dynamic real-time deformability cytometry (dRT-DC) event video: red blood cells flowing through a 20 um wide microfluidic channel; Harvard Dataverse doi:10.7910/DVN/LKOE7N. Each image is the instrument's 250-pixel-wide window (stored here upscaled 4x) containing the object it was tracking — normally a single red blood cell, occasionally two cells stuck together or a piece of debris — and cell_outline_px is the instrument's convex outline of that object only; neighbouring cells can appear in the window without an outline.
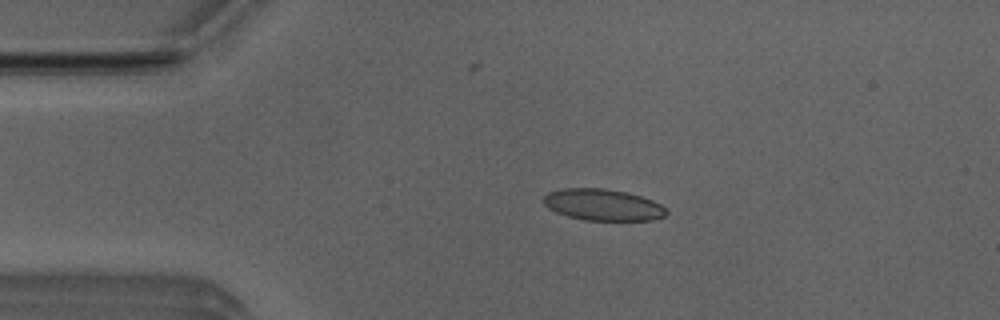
{"species": "Egyptian fruit bat (a non-hibernating species)", "species_latin": "Rousettus aegyptiacus", "temperature_condition": "room temperature", "stored_images_in_passage": 4, "camera_frame_rate_fps": 3000, "um_per_image_px": 0.085, "animal": {"sex": "male"}, "frame": {"image": 1, "passage_image": 3, "time_ms": 0.667, "image_size_px": [1000, 320], "cell_outline_px": [[668, 212], [664, 216], [652, 220], [584, 220], [568, 216], [556, 212], [548, 208], [544, 204], [544, 196], [548, 192], [564, 188], [604, 188], [624, 192], [640, 196], [652, 200], [668, 208]], "centroid_in_image_um": [51.25, 17.41], "position_along_channel_um": 33.8, "area_um2": 22.48}}